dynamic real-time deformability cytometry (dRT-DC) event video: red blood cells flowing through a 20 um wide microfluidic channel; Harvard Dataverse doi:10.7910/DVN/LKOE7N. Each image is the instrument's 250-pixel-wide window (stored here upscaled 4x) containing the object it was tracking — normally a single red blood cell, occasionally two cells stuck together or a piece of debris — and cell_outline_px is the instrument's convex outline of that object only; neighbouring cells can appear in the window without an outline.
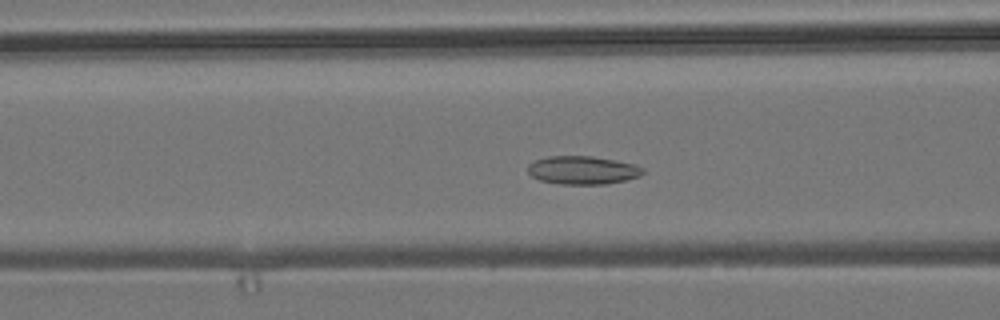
{"species": "common noctule bat (a hibernating species)", "species_latin": "Nyctalus noctula", "temperature_condition": "room temperature", "stored_images_in_passage": 53, "camera_frame_rate_fps": 3000, "um_per_image_px": 0.085, "animal": {"sex": "male", "body_mass_g": 19.2, "forearm_length_mm": 51.8}, "frame": {"image": 1, "passage_image": 20, "time_ms": 6.333, "image_size_px": [1000, 320], "cell_outline_px": [[644, 172], [640, 176], [608, 184], [560, 184], [540, 180], [532, 176], [528, 172], [528, 164], [536, 160], [548, 156], [592, 156], [616, 160], [636, 164], [644, 168]], "centroid_in_image_um": [49.55, 14.46], "position_along_channel_um": 117.1, "area_um2": 19.02}}
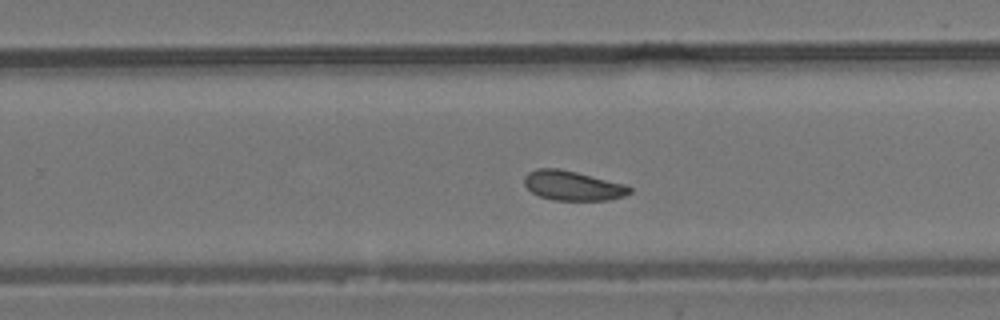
{"frame": {"image": 2, "passage_image": 33, "time_ms": 10.667, "image_size_px": [1000, 320], "cell_outline_px": [[632, 192], [624, 196], [608, 200], [552, 200], [540, 196], [532, 192], [524, 184], [524, 176], [528, 172], [536, 168], [556, 168], [576, 172], [628, 184], [632, 188]], "centroid_in_image_um": [48.71, 15.78], "position_along_channel_um": 281.1, "area_um2": 18.32}}
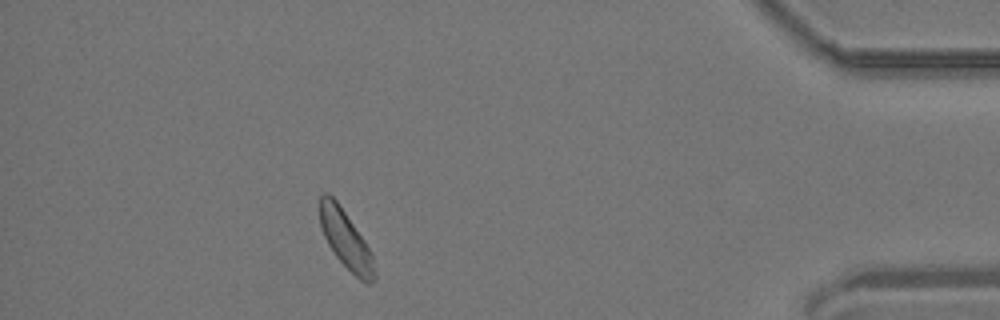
{"frame": {"image": 3, "passage_image": 47, "time_ms": 15.333, "image_size_px": [1000, 320], "cell_outline_px": [[376, 280], [372, 284], [368, 284], [360, 280], [336, 256], [328, 244], [320, 228], [320, 196], [324, 192], [328, 192], [336, 200], [364, 240], [372, 256], [376, 272]], "centroid_in_image_um": [29.39, 20.38], "position_along_channel_um": 405.8, "area_um2": 18.26}, "authors_computed_cell_mechanics": {"area_um2": 18.6694, "velocity_mm_per_s": 3.794, "shape_relaxation_time_tau1_ms": null, "shape_relaxation_time_tau2_ms": 6.6706, "deformation_change_tau1": null, "deformation_change_tau2": 0.1055}}